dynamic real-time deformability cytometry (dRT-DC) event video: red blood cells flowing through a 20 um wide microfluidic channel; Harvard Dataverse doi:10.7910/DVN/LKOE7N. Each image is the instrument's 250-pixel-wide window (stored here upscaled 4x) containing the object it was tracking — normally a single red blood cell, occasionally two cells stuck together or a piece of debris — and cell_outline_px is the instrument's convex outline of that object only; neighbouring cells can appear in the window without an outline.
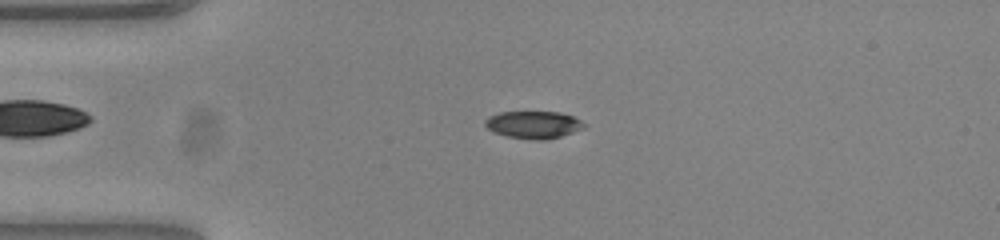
{"species": "common noctule bat (a hibernating species)", "species_latin": "Nyctalus noctula", "temperature_condition": "warm", "stored_images_in_passage": 41, "camera_frame_rate_fps": 3000, "um_per_image_px": 0.085, "animal": {"sex": "female", "body_mass_g": 23.0, "forearm_length_mm": 53.4}, "frame": {"image": 1, "passage_image": 1, "time_ms": 0.0, "image_size_px": [1000, 240], "cell_outline_px": [[584, 128], [548, 140], [536, 140], [508, 136], [492, 132], [484, 124], [484, 120], [488, 116], [500, 112], [560, 112], [572, 116], [580, 120], [584, 124]], "centroid_in_image_um": [45.31, 10.6], "position_along_channel_um": 39.7, "area_um2": 15.72}}
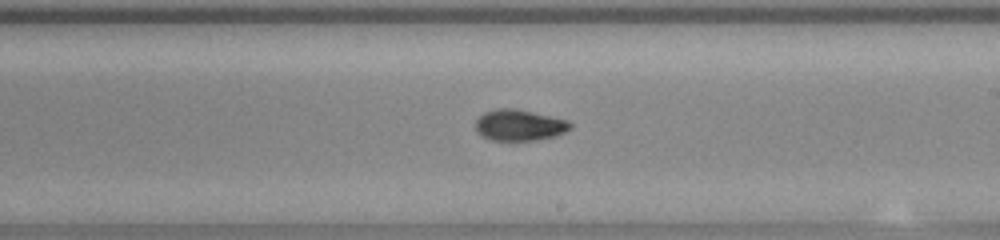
{"frame": {"image": 2, "passage_image": 19, "time_ms": 6.0, "image_size_px": [1000, 240], "cell_outline_px": [[572, 128], [564, 132], [552, 136], [532, 140], [492, 140], [484, 136], [476, 128], [476, 120], [484, 112], [496, 108], [516, 108], [568, 120], [572, 124]], "centroid_in_image_um": [44.16, 10.61], "position_along_channel_um": 244.8, "area_um2": 16.94}}
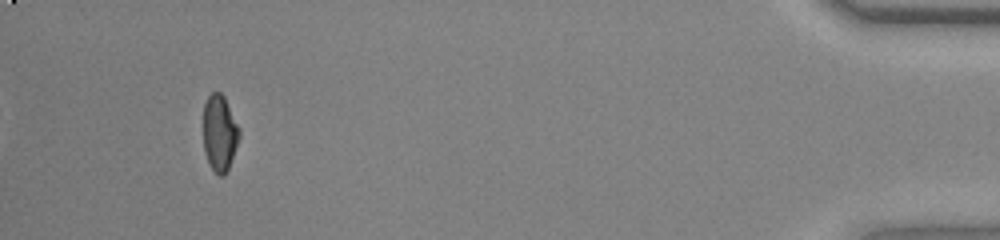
{"frame": {"image": 3, "passage_image": 38, "time_ms": 12.333, "image_size_px": [1000, 240], "cell_outline_px": [[240, 136], [228, 168], [224, 176], [220, 176], [212, 168], [204, 152], [204, 104], [208, 96], [212, 92], [220, 92], [224, 96], [240, 128]], "centroid_in_image_um": [18.67, 11.28], "position_along_channel_um": 416.5, "area_um2": 15.84}, "authors_computed_cell_mechanics": {"area_um2": 16.8198, "velocity_mm_per_s": 3.8762, "shape_relaxation_time_tau1_ms": 5.075, "shape_relaxation_time_tau2_ms": 3.5977, "deformation_change_tau1": 0.2056, "deformation_change_tau2": 0.0624}}